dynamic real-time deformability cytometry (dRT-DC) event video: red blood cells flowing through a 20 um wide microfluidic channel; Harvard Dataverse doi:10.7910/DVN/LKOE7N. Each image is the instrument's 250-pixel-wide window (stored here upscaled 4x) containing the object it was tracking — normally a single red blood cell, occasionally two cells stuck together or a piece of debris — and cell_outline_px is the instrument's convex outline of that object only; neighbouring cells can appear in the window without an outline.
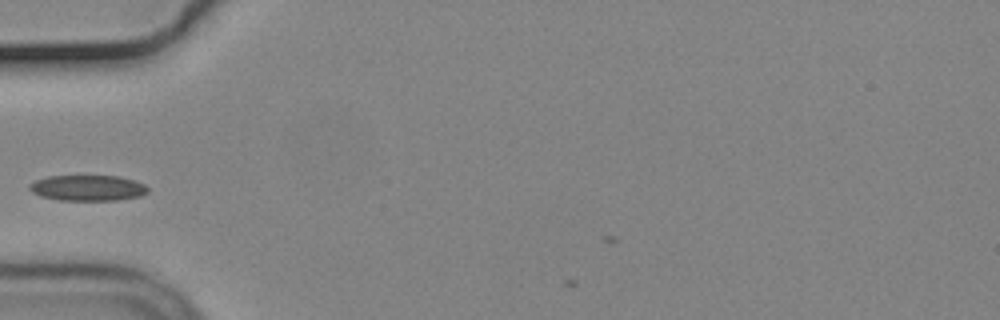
{"species": "common noctule bat (a hibernating species)", "species_latin": "Nyctalus noctula", "temperature_condition": "cold", "stored_images_in_passage": 4, "camera_frame_rate_fps": 3000, "um_per_image_px": 0.085, "animal": {"sex": "male", "body_mass_g": 19.2, "forearm_length_mm": 51.8}, "frame": {"image": 1, "passage_image": 2, "time_ms": 0.333, "image_size_px": [1000, 320], "cell_outline_px": [[148, 192], [140, 196], [116, 200], [60, 200], [40, 196], [32, 192], [28, 188], [28, 184], [36, 180], [48, 176], [120, 176], [144, 184], [148, 188]], "centroid_in_image_um": [7.43, 15.97], "position_along_channel_um": 77.6, "area_um2": 17.69}}